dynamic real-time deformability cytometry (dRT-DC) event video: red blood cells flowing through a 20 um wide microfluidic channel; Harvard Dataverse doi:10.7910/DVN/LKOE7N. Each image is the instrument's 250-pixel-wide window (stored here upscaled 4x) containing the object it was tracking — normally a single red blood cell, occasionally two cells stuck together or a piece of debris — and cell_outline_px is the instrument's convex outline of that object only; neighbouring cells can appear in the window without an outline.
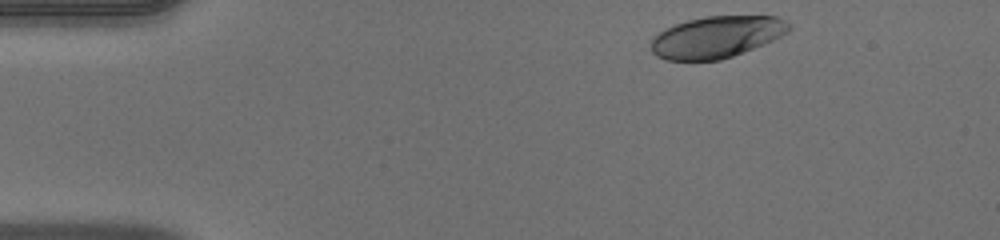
{"species": "human", "species_latin": "Homo sapiens", "temperature_condition": "warm", "stored_images_in_passage": 38, "camera_frame_rate_fps": 3000, "um_per_image_px": 0.085, "donor": {"sex": "male"}, "frame": {"image": 1, "passage_image": 1, "time_ms": 0.0, "image_size_px": [1000, 240], "cell_outline_px": [[792, 28], [788, 32], [772, 40], [732, 56], [720, 60], [664, 60], [656, 56], [652, 52], [652, 40], [660, 32], [676, 24], [688, 20], [704, 16], [776, 16], [792, 24]], "centroid_in_image_um": [60.93, 3.14], "position_along_channel_um": 24.1, "area_um2": 33.18}}
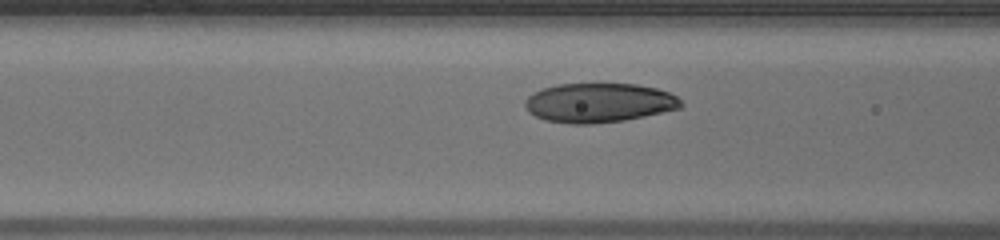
{"frame": {"image": 2, "passage_image": 14, "time_ms": 4.333, "image_size_px": [1000, 240], "cell_outline_px": [[684, 104], [680, 108], [644, 116], [624, 120], [592, 124], [572, 124], [544, 120], [528, 112], [524, 104], [524, 100], [532, 92], [556, 84], [636, 84], [656, 88], [668, 92], [676, 96]], "centroid_in_image_um": [50.88, 8.74], "position_along_channel_um": 115.7, "area_um2": 35.78}}
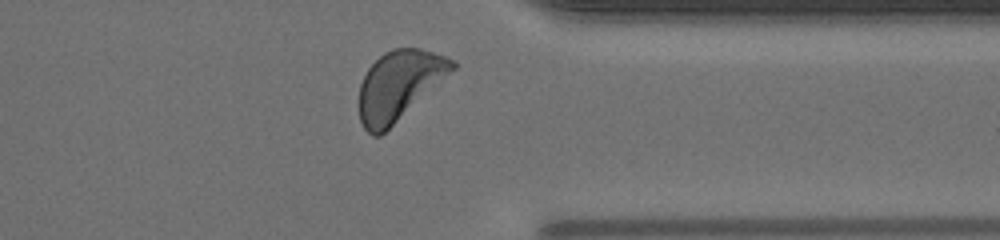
{"frame": {"image": 3, "passage_image": 34, "time_ms": 11.0, "image_size_px": [1000, 240], "cell_outline_px": [[456, 68], [380, 136], [372, 136], [364, 128], [360, 120], [360, 84], [368, 68], [384, 52], [392, 48], [420, 48], [456, 60]], "centroid_in_image_um": [33.92, 7.24], "position_along_channel_um": 377.5, "area_um2": 37.11}, "authors_computed_cell_mechanics": {"area_um2": 36.1828, "velocity_mm_per_s": 4.0144, "shape_relaxation_time_tau1_ms": 5.4495, "shape_relaxation_time_tau2_ms": null, "deformation_change_tau1": 0.208, "deformation_change_tau2": null}}